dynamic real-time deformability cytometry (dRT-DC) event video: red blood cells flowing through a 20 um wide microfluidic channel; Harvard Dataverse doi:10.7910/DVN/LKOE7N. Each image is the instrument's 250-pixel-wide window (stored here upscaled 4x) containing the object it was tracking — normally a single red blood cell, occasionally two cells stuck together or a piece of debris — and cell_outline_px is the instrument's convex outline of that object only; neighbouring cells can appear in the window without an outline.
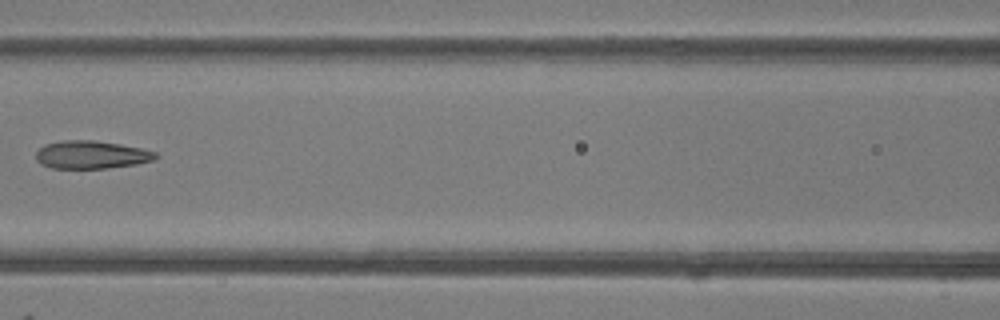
{"species": "common noctule bat (a hibernating species)", "species_latin": "Nyctalus noctula", "temperature_condition": "room temperature", "stored_images_in_passage": 8, "camera_frame_rate_fps": 3000, "um_per_image_px": 0.085, "animal": {"sex": "female"}, "frame": {"image": 1, "passage_image": 6, "time_ms": 6.667, "image_size_px": [1000, 320], "cell_outline_px": [[160, 156], [152, 160], [136, 164], [108, 168], [52, 168], [40, 164], [36, 160], [36, 152], [44, 144], [60, 140], [96, 140], [120, 144], [140, 148], [156, 152]], "centroid_in_image_um": [7.74, 13.14], "position_along_channel_um": 158.9, "area_um2": 19.59}}
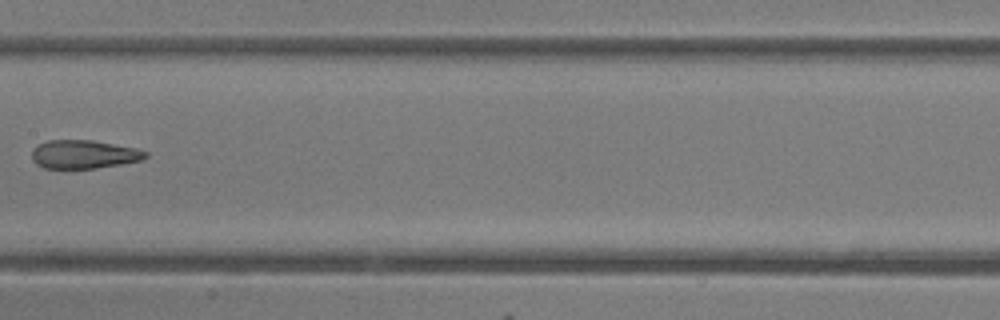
{"frame": {"image": 2, "passage_image": 7, "time_ms": 7.667, "image_size_px": [1000, 320], "cell_outline_px": [[148, 156], [144, 160], [96, 168], [44, 168], [36, 164], [32, 160], [32, 148], [48, 140], [92, 140], [136, 148], [148, 152]], "centroid_in_image_um": [7.14, 13.12], "position_along_channel_um": 200.3, "area_um2": 18.9}}
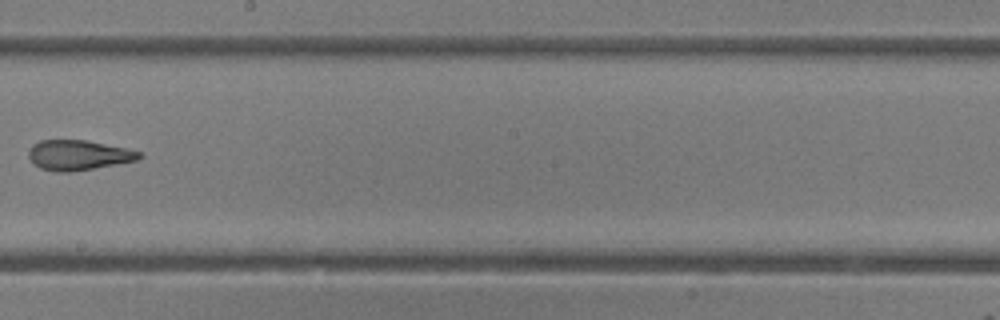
{"frame": {"image": 3, "passage_image": 8, "time_ms": 8.667, "image_size_px": [1000, 320], "cell_outline_px": [[144, 156], [136, 160], [116, 164], [72, 172], [56, 172], [40, 168], [28, 156], [28, 148], [32, 144], [40, 140], [88, 140], [128, 148], [140, 152]], "centroid_in_image_um": [6.66, 13.17], "position_along_channel_um": 241.5, "area_um2": 19.48}}